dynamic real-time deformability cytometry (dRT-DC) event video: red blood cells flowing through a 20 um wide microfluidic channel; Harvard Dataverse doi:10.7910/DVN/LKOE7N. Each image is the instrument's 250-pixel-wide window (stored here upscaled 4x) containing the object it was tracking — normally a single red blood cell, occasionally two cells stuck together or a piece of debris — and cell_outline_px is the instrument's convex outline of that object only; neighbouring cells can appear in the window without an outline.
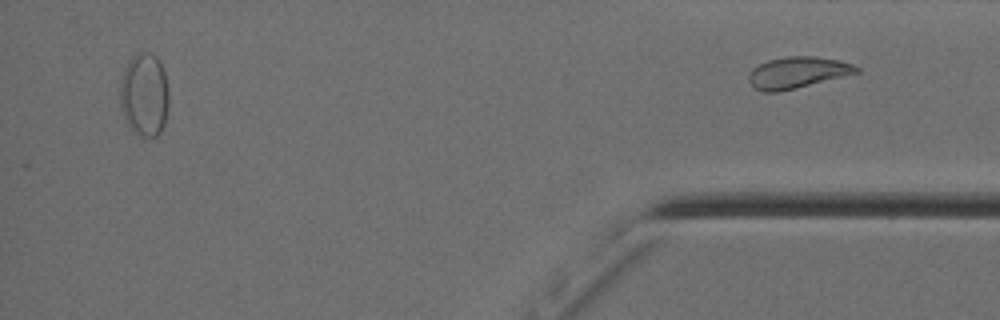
{"species": "Egyptian fruit bat (a non-hibernating species)", "species_latin": "Rousettus aegyptiacus", "temperature_condition": "cold", "stored_images_in_passage": 55, "segment_of_instrument_passage": [2, 2], "camera_frame_rate_fps": 3000, "um_per_image_px": 0.085, "animal": {"sex": "female"}, "frame": {"image": 1, "passage_image": 55, "time_ms": 18.0, "image_size_px": [1000, 320], "cell_outline_px": [[860, 72], [796, 88], [776, 92], [764, 92], [756, 88], [748, 80], [748, 76], [752, 68], [768, 60], [788, 56], [816, 56], [840, 60], [852, 64], [860, 68]], "centroid_in_image_um": [67.8, 6.15], "position_along_channel_um": 367.4, "area_um2": 19.59}}